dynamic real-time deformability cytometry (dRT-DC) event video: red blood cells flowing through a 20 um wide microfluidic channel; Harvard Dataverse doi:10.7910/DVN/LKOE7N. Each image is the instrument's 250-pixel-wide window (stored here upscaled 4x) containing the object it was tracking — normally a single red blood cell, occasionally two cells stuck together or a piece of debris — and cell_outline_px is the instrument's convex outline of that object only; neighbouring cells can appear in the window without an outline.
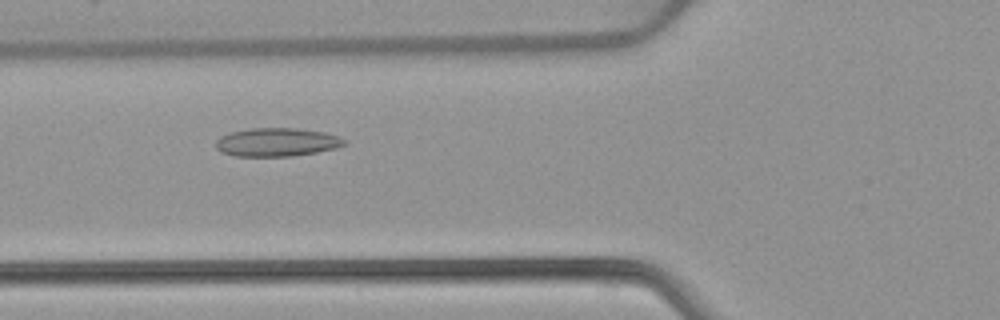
{"species": "common noctule bat (a hibernating species)", "species_latin": "Nyctalus noctula", "temperature_condition": "warm", "stored_images_in_passage": 53, "camera_frame_rate_fps": 3000, "um_per_image_px": 0.085, "animal": {"sex": "female", "body_mass_g": 22.7, "forearm_length_mm": 54.2}, "frame": {"image": 1, "passage_image": 20, "time_ms": 6.333, "image_size_px": [1000, 320], "cell_outline_px": [[348, 144], [336, 148], [316, 152], [292, 156], [236, 156], [220, 152], [216, 148], [216, 140], [220, 136], [232, 132], [252, 128], [296, 128], [324, 132], [336, 136], [344, 140]], "centroid_in_image_um": [23.51, 12.09], "position_along_channel_um": 102.3, "area_um2": 21.21}}
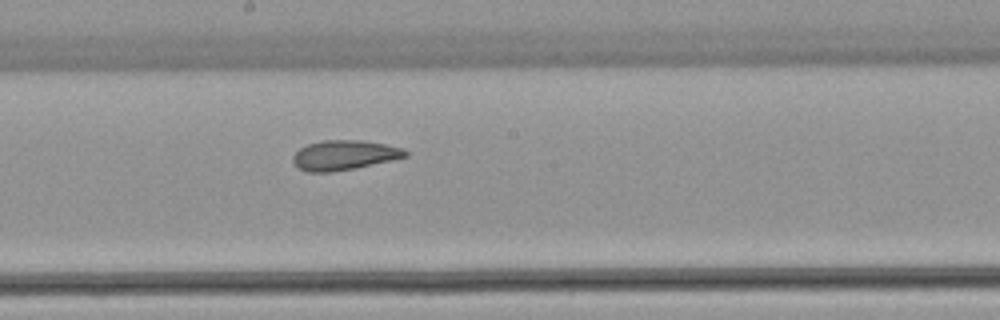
{"frame": {"image": 2, "passage_image": 29, "time_ms": 9.333, "image_size_px": [1000, 320], "cell_outline_px": [[408, 156], [392, 160], [356, 168], [332, 172], [308, 172], [296, 168], [292, 160], [292, 156], [300, 148], [308, 144], [324, 140], [360, 140], [384, 144], [404, 148], [408, 152]], "centroid_in_image_um": [29.24, 13.19], "position_along_channel_um": 219.0, "area_um2": 19.59}}
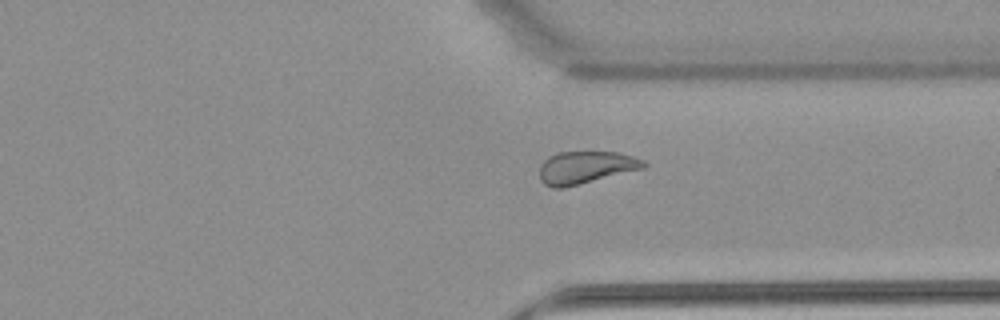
{"frame": {"image": 3, "passage_image": 40, "time_ms": 13.0, "image_size_px": [1000, 320], "cell_outline_px": [[648, 164], [644, 168], [564, 188], [552, 188], [544, 184], [540, 180], [540, 164], [548, 156], [560, 152], [616, 152], [632, 156], [644, 160]], "centroid_in_image_um": [49.76, 14.23], "position_along_channel_um": 361.6, "area_um2": 19.71}, "authors_computed_cell_mechanics": {"area_um2": 21.6172, "velocity_mm_per_s": 3.897, "shape_relaxation_time_tau1_ms": null, "shape_relaxation_time_tau2_ms": 2.9486, "deformation_change_tau1": null, "deformation_change_tau2": 0.0962}}